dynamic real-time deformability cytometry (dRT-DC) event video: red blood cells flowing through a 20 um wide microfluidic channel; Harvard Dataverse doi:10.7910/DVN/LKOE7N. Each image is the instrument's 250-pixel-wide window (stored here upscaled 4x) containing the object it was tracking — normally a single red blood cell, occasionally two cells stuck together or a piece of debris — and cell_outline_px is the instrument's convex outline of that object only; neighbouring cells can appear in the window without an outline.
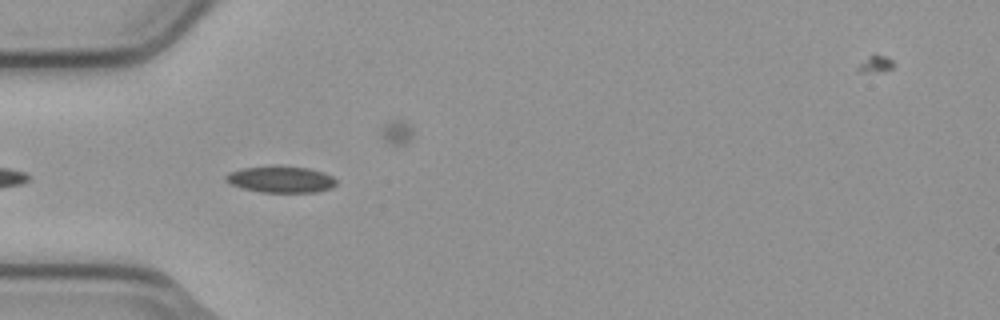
{"species": "common noctule bat (a hibernating species)", "species_latin": "Nyctalus noctula", "temperature_condition": "cold", "stored_images_in_passage": 5, "camera_frame_rate_fps": 3000, "um_per_image_px": 0.085, "animal": {"sex": "male", "body_mass_g": 23.1, "forearm_length_mm": 52.7}, "frame": {"image": 1, "passage_image": 4, "time_ms": 1.0, "image_size_px": [1000, 320], "cell_outline_px": [[336, 184], [332, 188], [316, 192], [260, 192], [240, 188], [224, 180], [224, 176], [228, 172], [244, 168], [272, 164], [280, 164], [308, 168], [324, 172], [332, 176], [336, 180]], "centroid_in_image_um": [23.85, 15.22], "position_along_channel_um": 61.2, "area_um2": 17.57}}
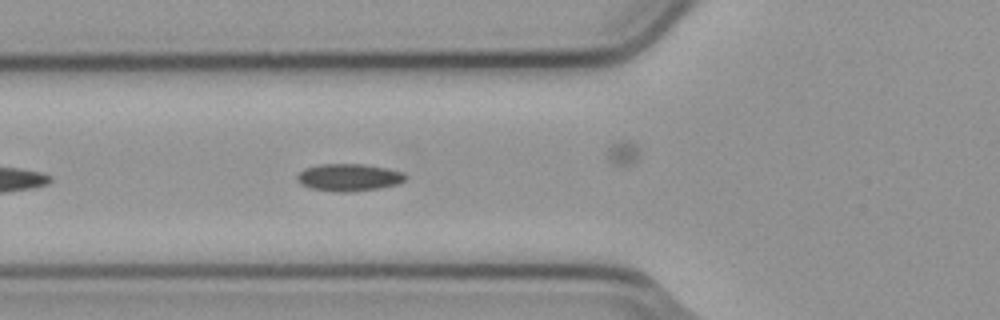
{"frame": {"image": 2, "passage_image": 5, "time_ms": 1.333, "image_size_px": [1000, 320], "cell_outline_px": [[408, 176], [400, 184], [380, 188], [352, 192], [336, 192], [312, 188], [300, 184], [296, 180], [296, 176], [304, 168], [320, 164], [364, 164], [388, 168], [404, 172]], "centroid_in_image_um": [29.68, 15.08], "position_along_channel_um": 96.1, "area_um2": 17.51}}